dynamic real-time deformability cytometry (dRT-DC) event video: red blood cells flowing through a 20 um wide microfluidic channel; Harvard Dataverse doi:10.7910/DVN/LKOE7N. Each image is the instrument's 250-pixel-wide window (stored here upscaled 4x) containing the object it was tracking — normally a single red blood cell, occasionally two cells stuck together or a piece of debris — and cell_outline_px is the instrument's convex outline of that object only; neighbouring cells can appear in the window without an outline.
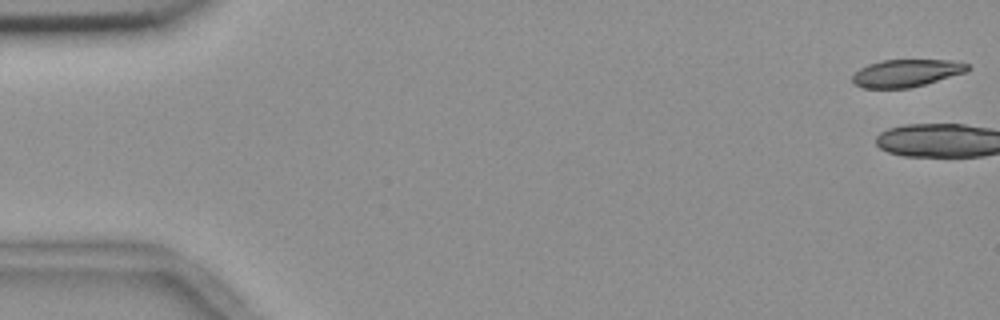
{"species": "common noctule bat (a hibernating species)", "species_latin": "Nyctalus noctula", "temperature_condition": "room temperature", "stored_images_in_passage": 3, "camera_frame_rate_fps": 3000, "um_per_image_px": 0.085, "animal": {"sex": "female", "body_mass_g": 18.4}, "frame": {"image": 1, "passage_image": 1, "time_ms": 0.0, "image_size_px": [1000, 320], "cell_outline_px": [[972, 68], [968, 72], [924, 84], [908, 88], [860, 88], [852, 80], [852, 76], [860, 68], [868, 64], [884, 60], [952, 60], [968, 64]], "centroid_in_image_um": [77.07, 6.21], "position_along_channel_um": 7.9, "area_um2": 18.44}}